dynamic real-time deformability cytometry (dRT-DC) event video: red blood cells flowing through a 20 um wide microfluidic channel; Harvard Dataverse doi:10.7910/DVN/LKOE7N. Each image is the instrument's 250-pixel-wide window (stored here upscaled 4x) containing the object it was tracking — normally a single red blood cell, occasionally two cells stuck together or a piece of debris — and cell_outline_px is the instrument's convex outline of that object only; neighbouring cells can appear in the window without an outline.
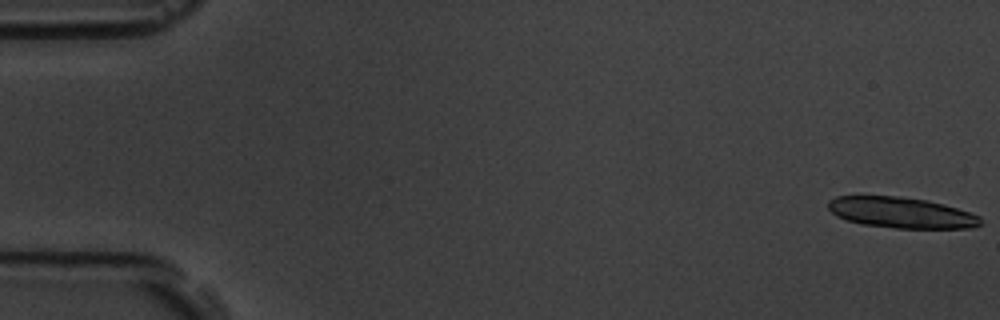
{"species": "common noctule bat (a hibernating species)", "species_latin": "Nyctalus noctula", "temperature_condition": "room temperature", "stored_images_in_passage": 17, "camera_frame_rate_fps": 3000, "um_per_image_px": 0.085, "animal": {"sex": "male", "body_mass_g": 19.5, "forearm_length_mm": 54.6}, "frame": {"image": 1, "passage_image": 1, "time_ms": 0.0, "image_size_px": [1000, 320], "cell_outline_px": [[984, 224], [972, 228], [896, 228], [864, 224], [848, 220], [836, 216], [828, 208], [828, 200], [836, 196], [900, 196], [928, 200], [944, 204], [980, 216]], "centroid_in_image_um": [76.63, 18.07], "position_along_channel_um": 8.4, "area_um2": 27.4}}